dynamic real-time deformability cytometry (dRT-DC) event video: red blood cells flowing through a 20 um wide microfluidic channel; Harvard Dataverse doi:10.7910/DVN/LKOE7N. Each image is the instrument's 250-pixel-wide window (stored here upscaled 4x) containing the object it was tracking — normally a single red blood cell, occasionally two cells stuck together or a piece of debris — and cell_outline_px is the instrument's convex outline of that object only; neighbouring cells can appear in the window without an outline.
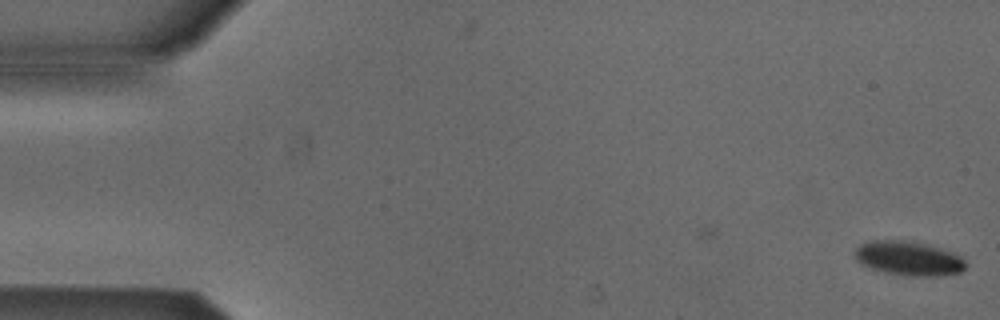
{"species": "Egyptian fruit bat (a non-hibernating species)", "species_latin": "Rousettus aegyptiacus", "temperature_condition": "cold", "stored_images_in_passage": 17, "camera_frame_rate_fps": 3000, "um_per_image_px": 0.085, "animal": {"sex": "male"}, "frame": {"image": 1, "passage_image": 1, "time_ms": 0.0, "image_size_px": [1000, 320], "cell_outline_px": [[964, 268], [960, 272], [940, 276], [908, 276], [884, 272], [860, 264], [856, 260], [852, 252], [860, 244], [868, 240], [900, 240], [924, 244], [940, 248], [960, 256], [964, 260]], "centroid_in_image_um": [77.16, 21.96], "position_along_channel_um": 7.8, "area_um2": 22.08}}
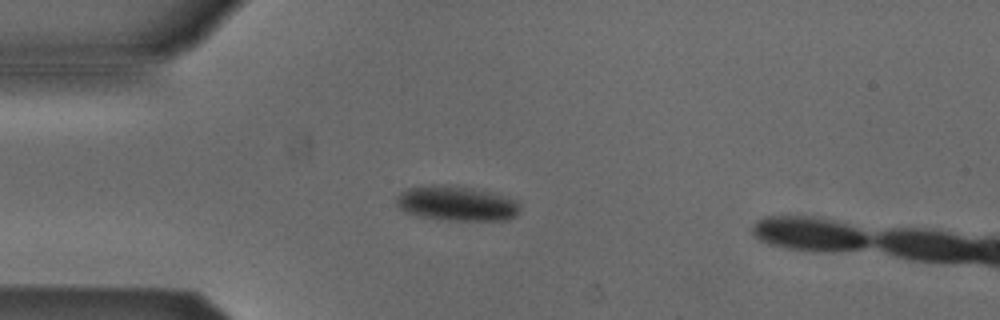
{"frame": {"image": 2, "passage_image": 14, "time_ms": 4.333, "image_size_px": [1000, 320], "cell_outline_px": [[520, 212], [516, 216], [508, 220], [448, 220], [420, 216], [404, 212], [396, 204], [396, 196], [400, 192], [408, 188], [432, 184], [472, 188], [492, 192], [516, 200], [520, 204]], "centroid_in_image_um": [38.82, 17.29], "position_along_channel_um": 46.2, "area_um2": 25.14}}